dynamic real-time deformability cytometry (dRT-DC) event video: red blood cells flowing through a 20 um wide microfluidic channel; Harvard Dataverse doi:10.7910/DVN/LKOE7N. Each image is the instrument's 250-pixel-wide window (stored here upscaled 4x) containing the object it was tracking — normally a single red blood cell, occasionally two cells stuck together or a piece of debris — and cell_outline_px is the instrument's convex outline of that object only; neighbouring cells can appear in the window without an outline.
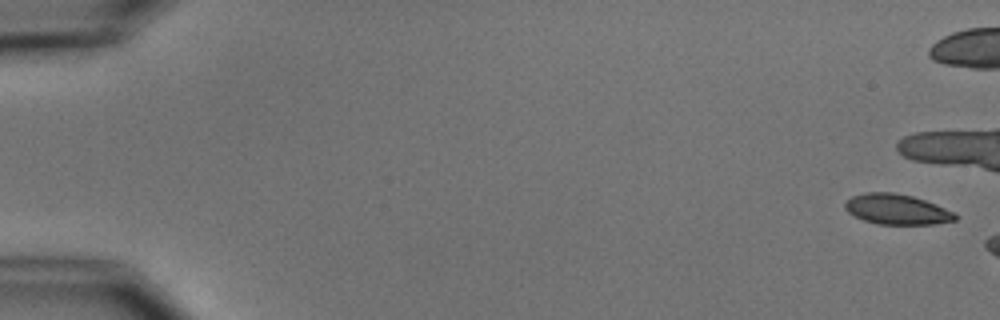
{"species": "common noctule bat (a hibernating species)", "species_latin": "Nyctalus noctula", "temperature_condition": "cold", "stored_images_in_passage": 4, "camera_frame_rate_fps": 3000, "um_per_image_px": 0.085, "animal": {"sex": "male", "body_mass_g": 15.6}, "frame": {"image": 1, "passage_image": 1, "time_ms": 0.0, "image_size_px": [1000, 320], "cell_outline_px": [[956, 220], [932, 224], [876, 224], [864, 220], [848, 212], [844, 208], [844, 204], [852, 196], [864, 192], [892, 192], [912, 196], [924, 200], [944, 208], [952, 212], [956, 216]], "centroid_in_image_um": [76.18, 17.79], "position_along_channel_um": 8.8, "area_um2": 19.19}}